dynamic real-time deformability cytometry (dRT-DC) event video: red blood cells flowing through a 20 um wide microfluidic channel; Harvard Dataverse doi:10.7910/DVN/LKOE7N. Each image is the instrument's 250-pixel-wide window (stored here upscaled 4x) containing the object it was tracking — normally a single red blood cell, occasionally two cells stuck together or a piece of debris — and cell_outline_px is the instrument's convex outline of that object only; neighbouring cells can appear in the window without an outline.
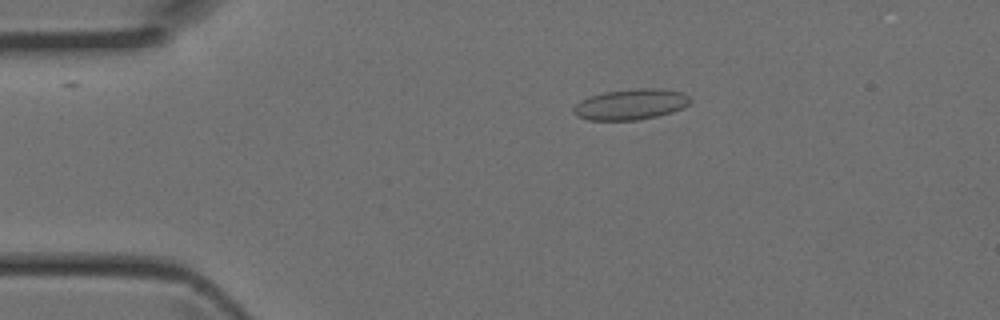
{"species": "Egyptian fruit bat (a non-hibernating species)", "species_latin": "Rousettus aegyptiacus", "temperature_condition": "room temperature", "stored_images_in_passage": 39, "camera_frame_rate_fps": 3000, "um_per_image_px": 0.085, "animal": {"sex": "female"}, "frame": {"image": 1, "passage_image": 4, "time_ms": 1.0, "image_size_px": [1000, 320], "cell_outline_px": [[692, 100], [684, 108], [672, 112], [656, 116], [636, 120], [588, 120], [576, 116], [572, 112], [572, 108], [580, 100], [604, 92], [636, 88], [660, 88], [684, 92]], "centroid_in_image_um": [53.62, 8.86], "position_along_channel_um": 31.4, "area_um2": 21.04}}
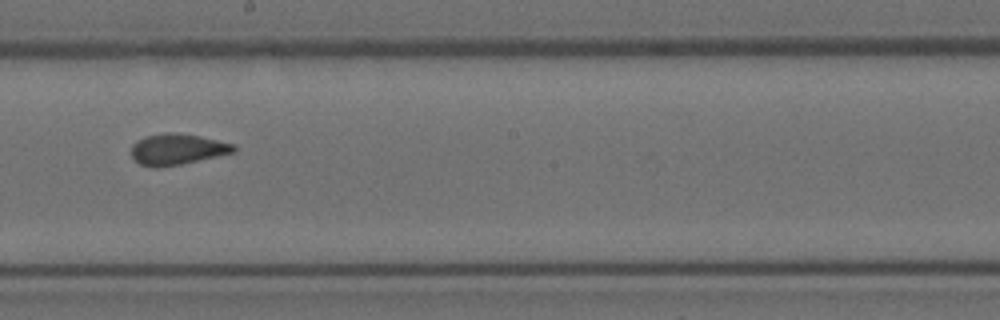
{"frame": {"image": 2, "passage_image": 20, "time_ms": 6.333, "image_size_px": [1000, 320], "cell_outline_px": [[236, 152], [180, 164], [156, 168], [152, 168], [140, 164], [132, 156], [132, 144], [148, 136], [168, 132], [172, 132], [200, 136], [236, 144]], "centroid_in_image_um": [15.1, 12.69], "position_along_channel_um": 233.1, "area_um2": 18.32}}
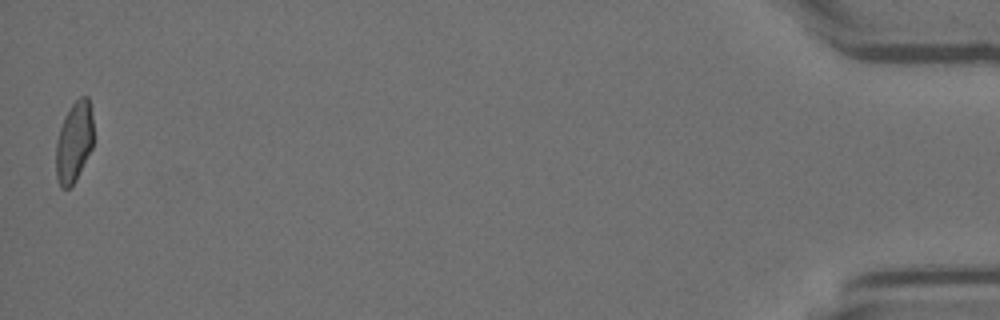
{"frame": {"image": 3, "passage_image": 39, "time_ms": 12.667, "image_size_px": [1000, 320], "cell_outline_px": [[92, 148], [76, 180], [68, 188], [60, 188], [56, 176], [56, 140], [64, 116], [72, 104], [80, 96], [88, 96], [92, 116]], "centroid_in_image_um": [6.28, 12.07], "position_along_channel_um": 428.9, "area_um2": 17.57}}